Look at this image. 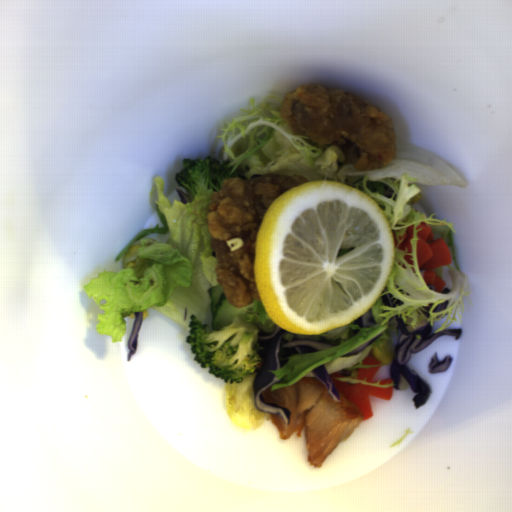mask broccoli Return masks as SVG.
<instances>
[{
  "mask_svg": "<svg viewBox=\"0 0 512 512\" xmlns=\"http://www.w3.org/2000/svg\"><path fill=\"white\" fill-rule=\"evenodd\" d=\"M231 162L229 159L219 161L212 157L184 158L182 170L174 174V180L192 200L199 189L219 191L227 179H238L237 173L230 166Z\"/></svg>",
  "mask_w": 512,
  "mask_h": 512,
  "instance_id": "obj_2",
  "label": "broccoli"
},
{
  "mask_svg": "<svg viewBox=\"0 0 512 512\" xmlns=\"http://www.w3.org/2000/svg\"><path fill=\"white\" fill-rule=\"evenodd\" d=\"M188 336L194 362L225 383H242L255 372L262 358L257 349L259 330L255 324L235 317L222 330H211L210 324H202L195 314H190Z\"/></svg>",
  "mask_w": 512,
  "mask_h": 512,
  "instance_id": "obj_1",
  "label": "broccoli"
}]
</instances>
